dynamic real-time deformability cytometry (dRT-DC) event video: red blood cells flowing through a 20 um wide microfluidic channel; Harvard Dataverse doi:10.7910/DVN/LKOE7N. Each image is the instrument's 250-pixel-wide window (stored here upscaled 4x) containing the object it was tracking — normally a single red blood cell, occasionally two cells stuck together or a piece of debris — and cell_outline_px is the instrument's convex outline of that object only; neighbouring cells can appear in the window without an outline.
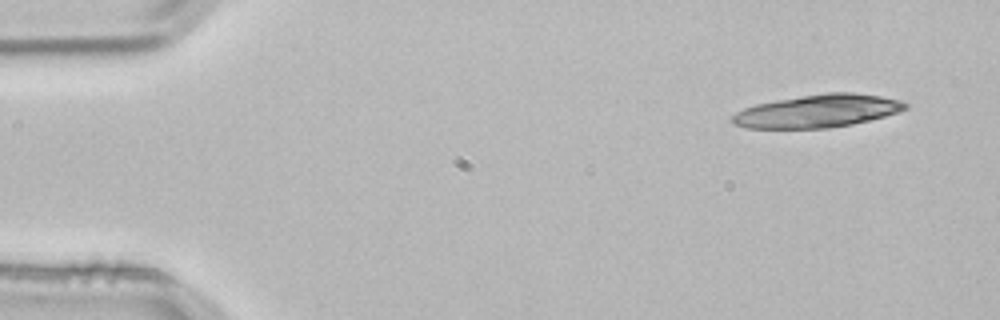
{"species": "common noctule bat (a hibernating species)", "species_latin": "Nyctalus noctula", "temperature_condition": "room temperature", "stored_images_in_passage": 3, "camera_frame_rate_fps": 3000, "um_per_image_px": 0.085, "animal": {"sex": "male", "body_mass_g": 21.5, "forearm_length_mm": 52.0}, "frame": {"image": 1, "passage_image": 1, "time_ms": 0.0, "image_size_px": [1000, 320], "cell_outline_px": [[908, 108], [900, 112], [852, 124], [828, 128], [744, 128], [732, 124], [728, 120], [736, 112], [744, 108], [756, 104], [776, 100], [828, 92], [852, 92], [880, 96], [904, 100], [908, 104]], "centroid_in_image_um": [69.49, 9.44], "position_along_channel_um": 15.5, "area_um2": 33.29}}
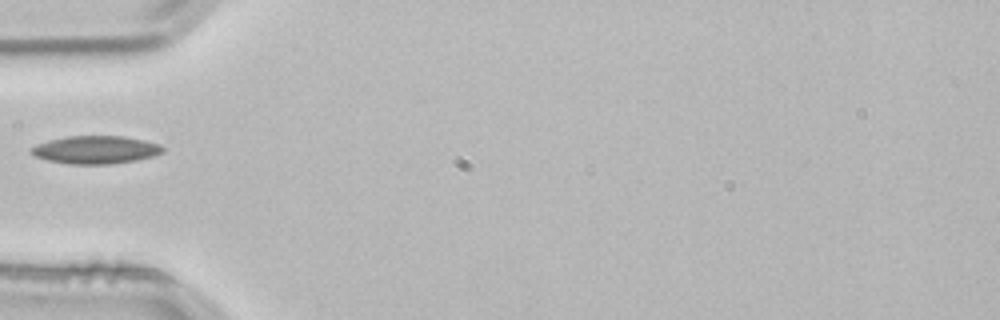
{"frame": {"image": 2, "passage_image": 3, "time_ms": 0.667, "image_size_px": [1000, 320], "cell_outline_px": [[164, 152], [152, 156], [136, 160], [112, 164], [68, 164], [48, 160], [36, 156], [32, 152], [32, 148], [36, 144], [48, 140], [68, 136], [124, 136], [144, 140], [160, 144], [164, 148]], "centroid_in_image_um": [8.16, 12.73], "position_along_channel_um": 76.8, "area_um2": 21.33}}